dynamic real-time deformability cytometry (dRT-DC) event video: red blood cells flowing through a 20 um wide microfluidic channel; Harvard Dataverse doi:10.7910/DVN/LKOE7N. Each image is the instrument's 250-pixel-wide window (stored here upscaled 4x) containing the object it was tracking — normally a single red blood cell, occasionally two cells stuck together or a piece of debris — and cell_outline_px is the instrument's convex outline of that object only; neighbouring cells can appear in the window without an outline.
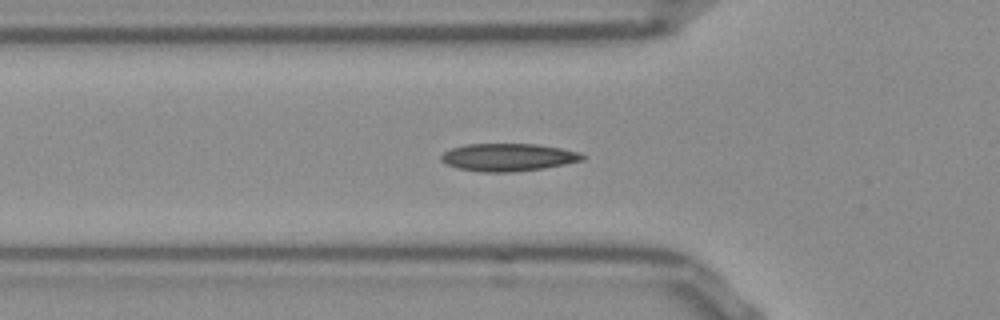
{"species": "Egyptian fruit bat (a non-hibernating species)", "species_latin": "Rousettus aegyptiacus", "temperature_condition": "room temperature", "stored_images_in_passage": 52, "camera_frame_rate_fps": 3000, "um_per_image_px": 0.085, "frame": {"image": 1, "passage_image": 16, "time_ms": 5.0, "image_size_px": [1000, 320], "cell_outline_px": [[584, 160], [544, 168], [512, 172], [480, 172], [460, 168], [448, 164], [440, 160], [440, 156], [444, 152], [452, 148], [468, 144], [536, 144], [560, 148], [580, 152], [584, 156]], "centroid_in_image_um": [43.2, 13.37], "position_along_channel_um": 82.6, "area_um2": 22.6}}
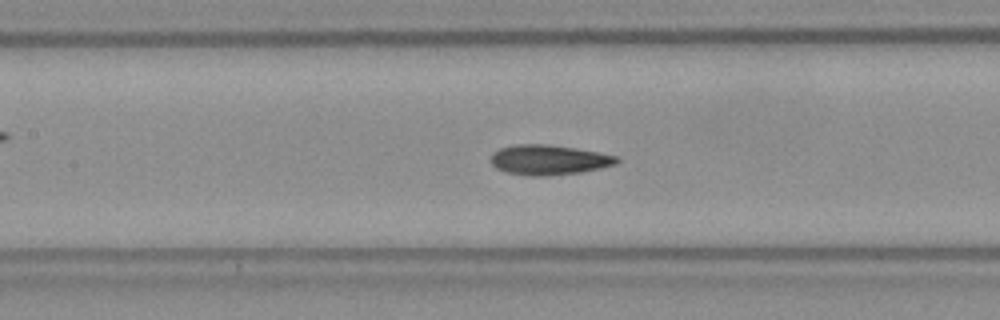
{"frame": {"image": 2, "passage_image": 22, "time_ms": 7.0, "image_size_px": [1000, 320], "cell_outline_px": [[620, 160], [616, 164], [600, 168], [580, 172], [544, 176], [528, 176], [504, 172], [496, 168], [492, 164], [492, 152], [500, 148], [516, 144], [548, 144], [576, 148], [616, 156]], "centroid_in_image_um": [46.61, 13.59], "position_along_channel_um": 160.8, "area_um2": 21.96}}
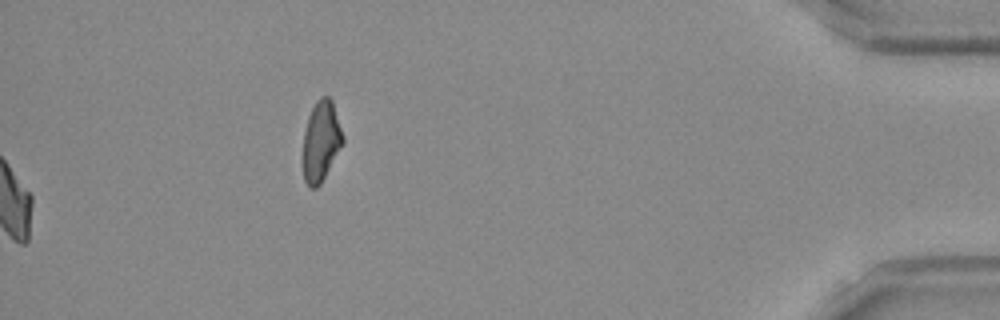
{"frame": {"image": 3, "passage_image": 52, "time_ms": 17.0, "image_size_px": [1000, 320], "cell_outline_px": [[344, 144], [320, 184], [316, 188], [312, 188], [304, 180], [304, 132], [308, 116], [316, 100], [320, 96], [328, 96], [332, 100], [344, 136]], "centroid_in_image_um": [27.32, 11.97], "position_along_channel_um": 407.9, "area_um2": 18.61}, "authors_computed_cell_mechanics": {"area_um2": 21.0392, "velocity_mm_per_s": 3.8531, "shape_relaxation_time_tau1_ms": 10.8601, "shape_relaxation_time_tau2_ms": 3.879, "deformation_change_tau1": 0.2212, "deformation_change_tau2": 0.0978}}